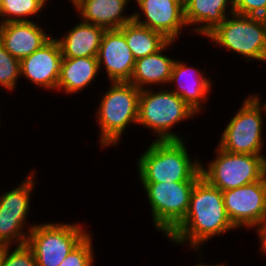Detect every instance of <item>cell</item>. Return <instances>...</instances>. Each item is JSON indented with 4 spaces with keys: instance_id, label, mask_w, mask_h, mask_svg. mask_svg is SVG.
<instances>
[{
    "instance_id": "484cf974",
    "label": "cell",
    "mask_w": 266,
    "mask_h": 266,
    "mask_svg": "<svg viewBox=\"0 0 266 266\" xmlns=\"http://www.w3.org/2000/svg\"><path fill=\"white\" fill-rule=\"evenodd\" d=\"M89 234L65 257L59 266H92L93 252Z\"/></svg>"
},
{
    "instance_id": "52a82bcc",
    "label": "cell",
    "mask_w": 266,
    "mask_h": 266,
    "mask_svg": "<svg viewBox=\"0 0 266 266\" xmlns=\"http://www.w3.org/2000/svg\"><path fill=\"white\" fill-rule=\"evenodd\" d=\"M87 235L79 225L45 223L30 227L26 244L34 252L37 266H59Z\"/></svg>"
},
{
    "instance_id": "d6986e66",
    "label": "cell",
    "mask_w": 266,
    "mask_h": 266,
    "mask_svg": "<svg viewBox=\"0 0 266 266\" xmlns=\"http://www.w3.org/2000/svg\"><path fill=\"white\" fill-rule=\"evenodd\" d=\"M227 2L228 0H184L186 25L203 22L205 25L195 31L207 36L227 17L225 16Z\"/></svg>"
},
{
    "instance_id": "9a60e30c",
    "label": "cell",
    "mask_w": 266,
    "mask_h": 266,
    "mask_svg": "<svg viewBox=\"0 0 266 266\" xmlns=\"http://www.w3.org/2000/svg\"><path fill=\"white\" fill-rule=\"evenodd\" d=\"M83 16L84 22L105 30L120 29L133 20V15L122 16L128 0H71Z\"/></svg>"
},
{
    "instance_id": "30bf717a",
    "label": "cell",
    "mask_w": 266,
    "mask_h": 266,
    "mask_svg": "<svg viewBox=\"0 0 266 266\" xmlns=\"http://www.w3.org/2000/svg\"><path fill=\"white\" fill-rule=\"evenodd\" d=\"M223 202L233 226L258 227L266 222V174L259 180L223 191Z\"/></svg>"
},
{
    "instance_id": "cb8c5ba5",
    "label": "cell",
    "mask_w": 266,
    "mask_h": 266,
    "mask_svg": "<svg viewBox=\"0 0 266 266\" xmlns=\"http://www.w3.org/2000/svg\"><path fill=\"white\" fill-rule=\"evenodd\" d=\"M27 214H10L0 212V245L9 246L12 240L19 241L18 245L27 243L28 235L21 229Z\"/></svg>"
},
{
    "instance_id": "ba28073f",
    "label": "cell",
    "mask_w": 266,
    "mask_h": 266,
    "mask_svg": "<svg viewBox=\"0 0 266 266\" xmlns=\"http://www.w3.org/2000/svg\"><path fill=\"white\" fill-rule=\"evenodd\" d=\"M196 182L142 183L158 230L168 235L184 219Z\"/></svg>"
},
{
    "instance_id": "277c9868",
    "label": "cell",
    "mask_w": 266,
    "mask_h": 266,
    "mask_svg": "<svg viewBox=\"0 0 266 266\" xmlns=\"http://www.w3.org/2000/svg\"><path fill=\"white\" fill-rule=\"evenodd\" d=\"M195 113L196 111L172 90L157 93H151L149 89L140 91L137 124L152 128L158 133L156 140H181L168 130Z\"/></svg>"
},
{
    "instance_id": "ffe728a7",
    "label": "cell",
    "mask_w": 266,
    "mask_h": 266,
    "mask_svg": "<svg viewBox=\"0 0 266 266\" xmlns=\"http://www.w3.org/2000/svg\"><path fill=\"white\" fill-rule=\"evenodd\" d=\"M190 71L191 72L194 71L192 67H186L184 63L174 61L171 78L169 82L176 81V83H178V88L175 89L173 92L176 93L179 97H181L193 110L198 112L201 109L200 108L201 101L207 98L206 95L207 93H209L211 83L209 79L203 77L201 72L198 73V70H196L197 72L195 71L193 72L194 75L191 74ZM190 75L193 77L194 80L190 78V83L188 82L189 83L188 84L187 78H185L187 83L185 86L184 84L185 82L182 83L181 79L182 78L184 79L185 76L190 77Z\"/></svg>"
},
{
    "instance_id": "e0dca14e",
    "label": "cell",
    "mask_w": 266,
    "mask_h": 266,
    "mask_svg": "<svg viewBox=\"0 0 266 266\" xmlns=\"http://www.w3.org/2000/svg\"><path fill=\"white\" fill-rule=\"evenodd\" d=\"M168 41L156 53L136 59L134 71L129 83L138 89H144V84H161L170 81L174 60L161 54L170 45ZM143 85V86H142Z\"/></svg>"
},
{
    "instance_id": "2e32d148",
    "label": "cell",
    "mask_w": 266,
    "mask_h": 266,
    "mask_svg": "<svg viewBox=\"0 0 266 266\" xmlns=\"http://www.w3.org/2000/svg\"><path fill=\"white\" fill-rule=\"evenodd\" d=\"M105 31L100 26L81 21L66 37L58 40L63 58L97 57Z\"/></svg>"
},
{
    "instance_id": "4316f807",
    "label": "cell",
    "mask_w": 266,
    "mask_h": 266,
    "mask_svg": "<svg viewBox=\"0 0 266 266\" xmlns=\"http://www.w3.org/2000/svg\"><path fill=\"white\" fill-rule=\"evenodd\" d=\"M9 246L4 248V257L2 266H37L34 252L27 245H18L10 254Z\"/></svg>"
},
{
    "instance_id": "44dd1931",
    "label": "cell",
    "mask_w": 266,
    "mask_h": 266,
    "mask_svg": "<svg viewBox=\"0 0 266 266\" xmlns=\"http://www.w3.org/2000/svg\"><path fill=\"white\" fill-rule=\"evenodd\" d=\"M135 59L160 50L169 40L161 33L142 26L132 20L120 28Z\"/></svg>"
},
{
    "instance_id": "7c38bea8",
    "label": "cell",
    "mask_w": 266,
    "mask_h": 266,
    "mask_svg": "<svg viewBox=\"0 0 266 266\" xmlns=\"http://www.w3.org/2000/svg\"><path fill=\"white\" fill-rule=\"evenodd\" d=\"M98 66L105 64L111 82H129L135 67L134 58L120 29L106 30L98 52Z\"/></svg>"
},
{
    "instance_id": "f546056e",
    "label": "cell",
    "mask_w": 266,
    "mask_h": 266,
    "mask_svg": "<svg viewBox=\"0 0 266 266\" xmlns=\"http://www.w3.org/2000/svg\"><path fill=\"white\" fill-rule=\"evenodd\" d=\"M4 248L5 246L0 245V266H2V263H3Z\"/></svg>"
},
{
    "instance_id": "5bb4252c",
    "label": "cell",
    "mask_w": 266,
    "mask_h": 266,
    "mask_svg": "<svg viewBox=\"0 0 266 266\" xmlns=\"http://www.w3.org/2000/svg\"><path fill=\"white\" fill-rule=\"evenodd\" d=\"M51 38L31 21L0 23V43L20 61L41 48Z\"/></svg>"
},
{
    "instance_id": "9c48e42d",
    "label": "cell",
    "mask_w": 266,
    "mask_h": 266,
    "mask_svg": "<svg viewBox=\"0 0 266 266\" xmlns=\"http://www.w3.org/2000/svg\"><path fill=\"white\" fill-rule=\"evenodd\" d=\"M259 102L256 95L244 101L223 132L218 145L221 149L233 154H261L262 109Z\"/></svg>"
},
{
    "instance_id": "5b68a950",
    "label": "cell",
    "mask_w": 266,
    "mask_h": 266,
    "mask_svg": "<svg viewBox=\"0 0 266 266\" xmlns=\"http://www.w3.org/2000/svg\"><path fill=\"white\" fill-rule=\"evenodd\" d=\"M232 14L207 37L245 58L266 61V18Z\"/></svg>"
},
{
    "instance_id": "4fadbf2b",
    "label": "cell",
    "mask_w": 266,
    "mask_h": 266,
    "mask_svg": "<svg viewBox=\"0 0 266 266\" xmlns=\"http://www.w3.org/2000/svg\"><path fill=\"white\" fill-rule=\"evenodd\" d=\"M63 56L58 39H50L41 48L20 61L21 75L45 88L56 89Z\"/></svg>"
},
{
    "instance_id": "1f68e13d",
    "label": "cell",
    "mask_w": 266,
    "mask_h": 266,
    "mask_svg": "<svg viewBox=\"0 0 266 266\" xmlns=\"http://www.w3.org/2000/svg\"><path fill=\"white\" fill-rule=\"evenodd\" d=\"M264 106H262V107H264V110L266 111V104H263Z\"/></svg>"
},
{
    "instance_id": "7a4b0ae2",
    "label": "cell",
    "mask_w": 266,
    "mask_h": 266,
    "mask_svg": "<svg viewBox=\"0 0 266 266\" xmlns=\"http://www.w3.org/2000/svg\"><path fill=\"white\" fill-rule=\"evenodd\" d=\"M142 183L198 181L201 165L191 163L182 140H155L138 161Z\"/></svg>"
},
{
    "instance_id": "6da1fadb",
    "label": "cell",
    "mask_w": 266,
    "mask_h": 266,
    "mask_svg": "<svg viewBox=\"0 0 266 266\" xmlns=\"http://www.w3.org/2000/svg\"><path fill=\"white\" fill-rule=\"evenodd\" d=\"M235 229L223 202L222 191L201 177L194 185L184 219L167 235L176 243L189 240L197 247L216 234Z\"/></svg>"
},
{
    "instance_id": "7402d4cb",
    "label": "cell",
    "mask_w": 266,
    "mask_h": 266,
    "mask_svg": "<svg viewBox=\"0 0 266 266\" xmlns=\"http://www.w3.org/2000/svg\"><path fill=\"white\" fill-rule=\"evenodd\" d=\"M33 176H29L17 188L4 193L0 197V212L10 214H27L30 203V193L33 189Z\"/></svg>"
},
{
    "instance_id": "3957f363",
    "label": "cell",
    "mask_w": 266,
    "mask_h": 266,
    "mask_svg": "<svg viewBox=\"0 0 266 266\" xmlns=\"http://www.w3.org/2000/svg\"><path fill=\"white\" fill-rule=\"evenodd\" d=\"M98 111L101 144L117 143L127 124L137 123L140 89L129 82H112Z\"/></svg>"
},
{
    "instance_id": "603a6c76",
    "label": "cell",
    "mask_w": 266,
    "mask_h": 266,
    "mask_svg": "<svg viewBox=\"0 0 266 266\" xmlns=\"http://www.w3.org/2000/svg\"><path fill=\"white\" fill-rule=\"evenodd\" d=\"M45 2L46 0H0V16H5L1 23L30 21L23 16L36 14L44 7Z\"/></svg>"
},
{
    "instance_id": "f1b7e54d",
    "label": "cell",
    "mask_w": 266,
    "mask_h": 266,
    "mask_svg": "<svg viewBox=\"0 0 266 266\" xmlns=\"http://www.w3.org/2000/svg\"><path fill=\"white\" fill-rule=\"evenodd\" d=\"M260 226L258 227V234L261 239V247L262 250L266 252V222L259 224Z\"/></svg>"
},
{
    "instance_id": "ac0fdd59",
    "label": "cell",
    "mask_w": 266,
    "mask_h": 266,
    "mask_svg": "<svg viewBox=\"0 0 266 266\" xmlns=\"http://www.w3.org/2000/svg\"><path fill=\"white\" fill-rule=\"evenodd\" d=\"M99 71L97 57L63 58L57 88L76 93L88 86Z\"/></svg>"
},
{
    "instance_id": "8fae6325",
    "label": "cell",
    "mask_w": 266,
    "mask_h": 266,
    "mask_svg": "<svg viewBox=\"0 0 266 266\" xmlns=\"http://www.w3.org/2000/svg\"><path fill=\"white\" fill-rule=\"evenodd\" d=\"M146 16L140 21L139 14H133L138 24L161 33L167 40L174 41L186 25L184 0H136Z\"/></svg>"
},
{
    "instance_id": "4dcf8cb0",
    "label": "cell",
    "mask_w": 266,
    "mask_h": 266,
    "mask_svg": "<svg viewBox=\"0 0 266 266\" xmlns=\"http://www.w3.org/2000/svg\"><path fill=\"white\" fill-rule=\"evenodd\" d=\"M196 266H206V264H203V265H202V264H201V265L199 264V265H196ZM215 266H216V265H215ZM217 266H218V265H217ZM219 266H222V265H219Z\"/></svg>"
},
{
    "instance_id": "d4e9b609",
    "label": "cell",
    "mask_w": 266,
    "mask_h": 266,
    "mask_svg": "<svg viewBox=\"0 0 266 266\" xmlns=\"http://www.w3.org/2000/svg\"><path fill=\"white\" fill-rule=\"evenodd\" d=\"M19 75L20 60L14 58L0 43V85L12 90Z\"/></svg>"
},
{
    "instance_id": "8992f818",
    "label": "cell",
    "mask_w": 266,
    "mask_h": 266,
    "mask_svg": "<svg viewBox=\"0 0 266 266\" xmlns=\"http://www.w3.org/2000/svg\"><path fill=\"white\" fill-rule=\"evenodd\" d=\"M217 152L218 157L207 170L201 166V174L222 192L259 181L266 174V159L262 155L233 154L220 147Z\"/></svg>"
},
{
    "instance_id": "83f0119b",
    "label": "cell",
    "mask_w": 266,
    "mask_h": 266,
    "mask_svg": "<svg viewBox=\"0 0 266 266\" xmlns=\"http://www.w3.org/2000/svg\"><path fill=\"white\" fill-rule=\"evenodd\" d=\"M231 12L266 18V0H229Z\"/></svg>"
}]
</instances>
